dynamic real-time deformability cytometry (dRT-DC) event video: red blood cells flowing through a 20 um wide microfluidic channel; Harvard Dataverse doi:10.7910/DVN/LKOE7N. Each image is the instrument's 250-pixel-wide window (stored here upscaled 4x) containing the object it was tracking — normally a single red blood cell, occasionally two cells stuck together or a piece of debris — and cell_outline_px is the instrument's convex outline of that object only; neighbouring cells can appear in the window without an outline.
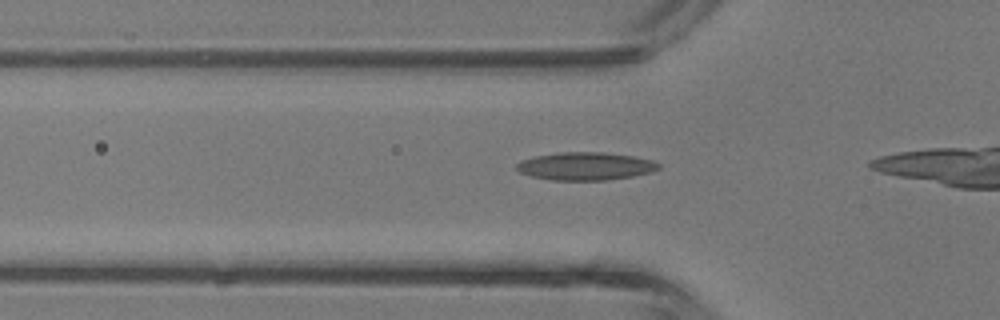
{"species": "common noctule bat (a hibernating species)", "species_latin": "Nyctalus noctula", "temperature_condition": "room temperature", "stored_images_in_passage": 14, "camera_frame_rate_fps": 3000, "um_per_image_px": 0.085, "animal": {"sex": "male", "body_mass_g": 13.3}, "frame": {"image": 1, "passage_image": 10, "time_ms": 3.0, "image_size_px": [1000, 320], "cell_outline_px": [[660, 168], [648, 172], [632, 176], [604, 180], [552, 180], [532, 176], [520, 172], [516, 168], [516, 164], [520, 160], [536, 156], [556, 152], [600, 152], [632, 156], [652, 160], [660, 164]], "centroid_in_image_um": [49.73, 14.12], "position_along_channel_um": 76.1, "area_um2": 22.89}}